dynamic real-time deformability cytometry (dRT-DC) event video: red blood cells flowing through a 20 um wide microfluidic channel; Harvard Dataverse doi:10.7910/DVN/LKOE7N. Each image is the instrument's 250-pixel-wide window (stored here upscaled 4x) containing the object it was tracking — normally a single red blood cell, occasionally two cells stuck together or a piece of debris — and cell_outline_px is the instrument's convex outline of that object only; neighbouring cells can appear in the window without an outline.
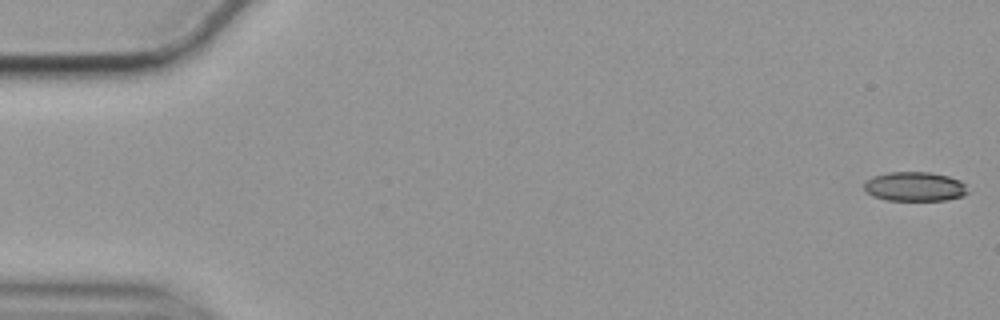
{"species": "common noctule bat (a hibernating species)", "species_latin": "Nyctalus noctula", "temperature_condition": "cold", "stored_images_in_passage": 13, "camera_frame_rate_fps": 3000, "um_per_image_px": 0.085, "animal": {"sex": "female", "body_mass_g": 19.9}, "frame": {"image": 1, "passage_image": 1, "time_ms": 0.0, "image_size_px": [1000, 320], "cell_outline_px": [[968, 192], [964, 196], [948, 200], [884, 200], [872, 196], [864, 192], [864, 180], [872, 176], [888, 172], [928, 172], [948, 176], [960, 180], [964, 184]], "centroid_in_image_um": [77.7, 15.86], "position_along_channel_um": 7.3, "area_um2": 17.98}}